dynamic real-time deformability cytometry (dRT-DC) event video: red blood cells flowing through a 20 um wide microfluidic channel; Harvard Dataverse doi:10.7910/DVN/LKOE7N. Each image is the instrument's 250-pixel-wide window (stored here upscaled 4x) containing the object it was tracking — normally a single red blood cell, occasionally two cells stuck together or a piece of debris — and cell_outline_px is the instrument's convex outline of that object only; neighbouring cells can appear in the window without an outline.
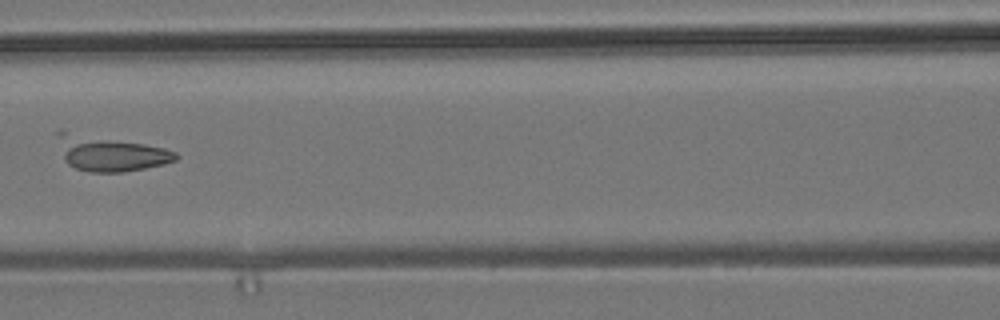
{"species": "common noctule bat (a hibernating species)", "species_latin": "Nyctalus noctula", "temperature_condition": "room temperature", "stored_images_in_passage": 8, "camera_frame_rate_fps": 3000, "um_per_image_px": 0.085, "animal": {"sex": "male", "body_mass_g": 19.2, "forearm_length_mm": 51.8}, "frame": {"image": 1, "passage_image": 7, "time_ms": 7.0, "image_size_px": [1000, 320], "cell_outline_px": [[180, 156], [176, 160], [164, 164], [124, 172], [88, 172], [76, 168], [68, 164], [64, 160], [56, 132], [60, 128], [144, 144], [164, 148], [176, 152]], "centroid_in_image_um": [9.31, 13.01], "position_along_channel_um": 157.3, "area_um2": 24.51}}
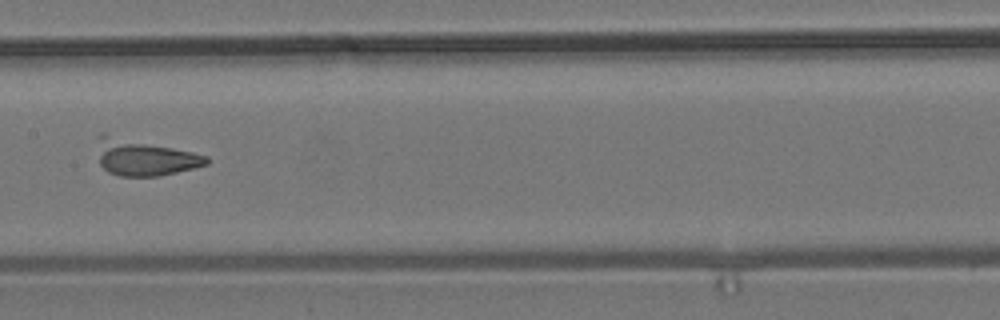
{"frame": {"image": 2, "passage_image": 8, "time_ms": 8.0, "image_size_px": [1000, 320], "cell_outline_px": [[208, 164], [160, 176], [120, 176], [108, 172], [100, 164], [100, 156], [108, 144], [144, 144], [172, 148], [192, 152], [208, 156]], "centroid_in_image_um": [12.6, 13.6], "position_along_channel_um": 194.8, "area_um2": 19.48}}